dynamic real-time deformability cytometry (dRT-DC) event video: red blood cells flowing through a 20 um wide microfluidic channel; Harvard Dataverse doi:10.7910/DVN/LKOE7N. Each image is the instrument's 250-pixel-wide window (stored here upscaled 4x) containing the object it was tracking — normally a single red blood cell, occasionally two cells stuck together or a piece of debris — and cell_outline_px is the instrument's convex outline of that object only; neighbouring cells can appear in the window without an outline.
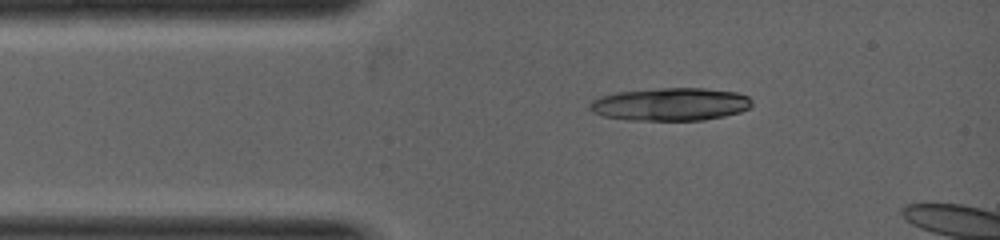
{"species": "common noctule bat (a hibernating species)", "species_latin": "Nyctalus noctula", "temperature_condition": "warm", "stored_images_in_passage": 1, "camera_frame_rate_fps": 5000, "um_per_image_px": 0.085, "animal": {"sex": "female", "body_mass_g": 19.0, "forearm_length_mm": 53.3}, "frame": {"image": 1, "passage_image": 1, "time_ms": 0.0, "image_size_px": [1000, 240], "cell_outline_px": [[752, 104], [748, 108], [740, 112], [724, 116], [704, 120], [628, 120], [604, 116], [592, 112], [588, 108], [588, 104], [592, 100], [600, 96], [616, 92], [660, 88], [704, 88], [736, 92], [748, 96], [752, 100]], "centroid_in_image_um": [56.97, 8.86], "position_along_channel_um": 28.0, "area_um2": 31.21}}